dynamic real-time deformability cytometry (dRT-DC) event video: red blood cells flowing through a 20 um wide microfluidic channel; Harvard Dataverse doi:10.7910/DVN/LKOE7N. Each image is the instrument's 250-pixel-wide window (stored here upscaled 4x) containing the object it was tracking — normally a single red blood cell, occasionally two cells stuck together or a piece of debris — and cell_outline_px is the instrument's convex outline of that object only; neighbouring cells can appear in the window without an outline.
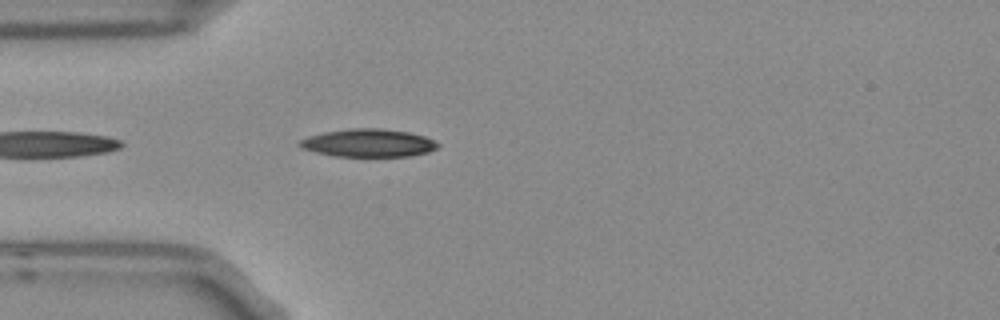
{"species": "Egyptian fruit bat (a non-hibernating species)", "species_latin": "Rousettus aegyptiacus", "temperature_condition": "room temperature", "stored_images_in_passage": 3, "camera_frame_rate_fps": 3000, "um_per_image_px": 0.085, "frame": {"image": 1, "passage_image": 3, "time_ms": 0.667, "image_size_px": [1000, 320], "cell_outline_px": [[440, 144], [436, 148], [428, 152], [408, 156], [336, 156], [316, 152], [300, 148], [296, 144], [300, 140], [308, 136], [324, 132], [348, 128], [384, 128], [408, 132], [424, 136]], "centroid_in_image_um": [31.27, 12.14], "position_along_channel_um": 53.7, "area_um2": 22.48}}